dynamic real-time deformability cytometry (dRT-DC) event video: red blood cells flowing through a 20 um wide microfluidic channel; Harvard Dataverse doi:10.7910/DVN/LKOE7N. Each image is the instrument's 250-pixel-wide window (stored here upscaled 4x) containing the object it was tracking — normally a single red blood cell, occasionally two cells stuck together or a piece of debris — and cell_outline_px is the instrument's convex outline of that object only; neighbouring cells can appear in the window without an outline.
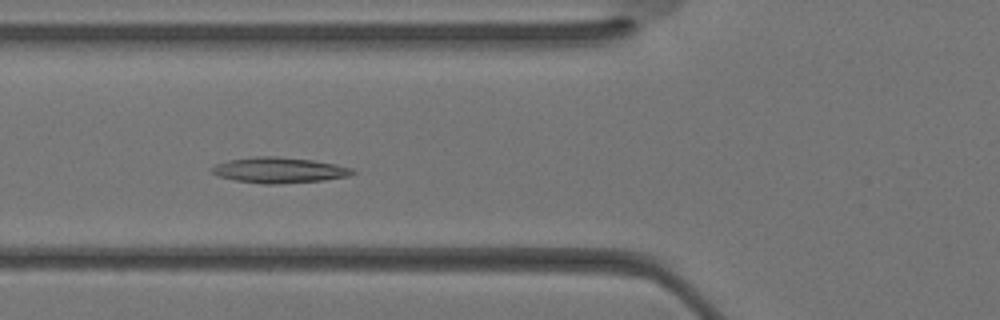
{"species": "Egyptian fruit bat (a non-hibernating species)", "species_latin": "Rousettus aegyptiacus", "temperature_condition": "warm", "stored_images_in_passage": 26, "camera_frame_rate_fps": 3000, "um_per_image_px": 0.085, "animal": {"sex": "female"}, "frame": {"image": 1, "passage_image": 5, "time_ms": 1.333, "image_size_px": [1000, 320], "cell_outline_px": [[356, 172], [348, 176], [324, 180], [276, 184], [264, 184], [236, 180], [216, 176], [212, 172], [212, 168], [216, 164], [228, 160], [252, 156], [276, 156], [312, 160], [336, 164], [352, 168]], "centroid_in_image_um": [23.72, 14.46], "position_along_channel_um": 102.1, "area_um2": 20.98}}
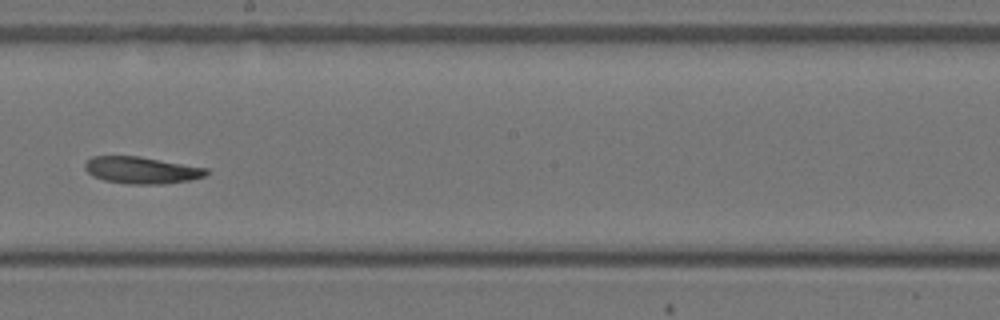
{"frame": {"image": 2, "passage_image": 12, "time_ms": 3.667, "image_size_px": [1000, 320], "cell_outline_px": [[208, 172], [204, 176], [188, 180], [164, 184], [128, 184], [104, 180], [92, 176], [84, 168], [84, 164], [92, 156], [140, 156], [208, 168]], "centroid_in_image_um": [12.01, 14.46], "position_along_channel_um": 236.2, "area_um2": 19.02}}
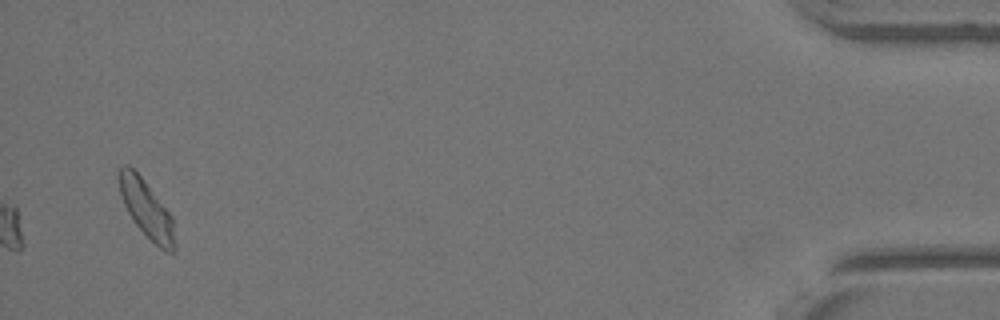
{"frame": {"image": 3, "passage_image": 26, "time_ms": 8.333, "image_size_px": [1000, 320], "cell_outline_px": [[176, 252], [164, 252], [132, 220], [120, 196], [116, 176], [116, 168], [124, 164], [128, 164], [144, 180], [172, 216], [176, 248]], "centroid_in_image_um": [12.41, 17.72], "position_along_channel_um": 422.8, "area_um2": 18.84}}